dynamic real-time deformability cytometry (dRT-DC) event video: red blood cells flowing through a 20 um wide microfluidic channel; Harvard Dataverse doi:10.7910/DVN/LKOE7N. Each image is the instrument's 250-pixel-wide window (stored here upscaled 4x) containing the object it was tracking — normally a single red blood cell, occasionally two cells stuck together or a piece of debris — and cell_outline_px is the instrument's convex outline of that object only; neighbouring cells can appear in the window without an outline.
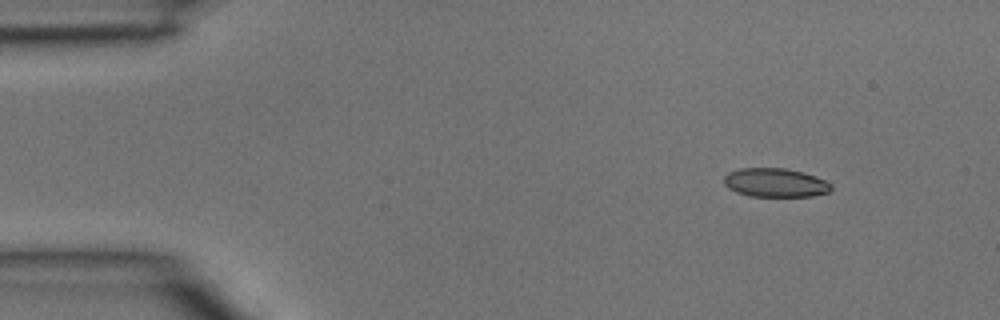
{"species": "common noctule bat (a hibernating species)", "species_latin": "Nyctalus noctula", "temperature_condition": "room temperature", "stored_images_in_passage": 3, "camera_frame_rate_fps": 3000, "um_per_image_px": 0.085, "animal": {"sex": "male", "body_mass_g": 15.6}, "frame": {"image": 1, "passage_image": 1, "time_ms": 0.0, "image_size_px": [1000, 320], "cell_outline_px": [[832, 188], [828, 192], [812, 196], [748, 196], [736, 192], [728, 188], [724, 184], [724, 176], [728, 172], [740, 168], [784, 168], [804, 172], [816, 176], [832, 184]], "centroid_in_image_um": [65.88, 15.52], "position_along_channel_um": 19.1, "area_um2": 18.09}}
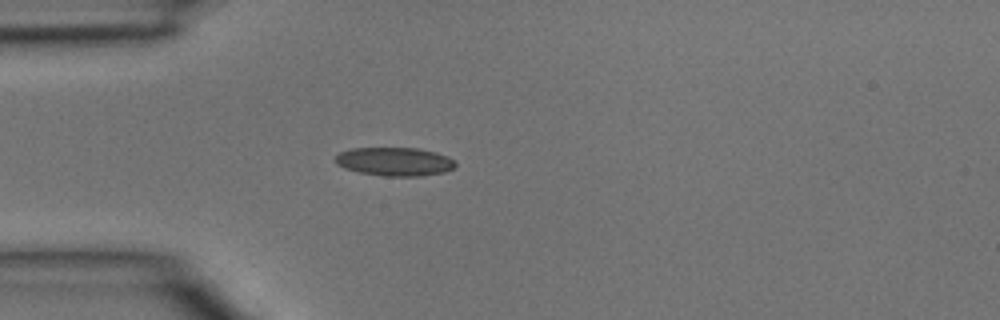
{"frame": {"image": 2, "passage_image": 3, "time_ms": 0.667, "image_size_px": [1000, 320], "cell_outline_px": [[456, 168], [444, 172], [420, 176], [384, 176], [360, 172], [344, 168], [336, 164], [336, 156], [340, 152], [352, 148], [416, 148], [436, 152], [448, 156], [456, 164]], "centroid_in_image_um": [33.56, 13.73], "position_along_channel_um": 51.4, "area_um2": 19.94}}